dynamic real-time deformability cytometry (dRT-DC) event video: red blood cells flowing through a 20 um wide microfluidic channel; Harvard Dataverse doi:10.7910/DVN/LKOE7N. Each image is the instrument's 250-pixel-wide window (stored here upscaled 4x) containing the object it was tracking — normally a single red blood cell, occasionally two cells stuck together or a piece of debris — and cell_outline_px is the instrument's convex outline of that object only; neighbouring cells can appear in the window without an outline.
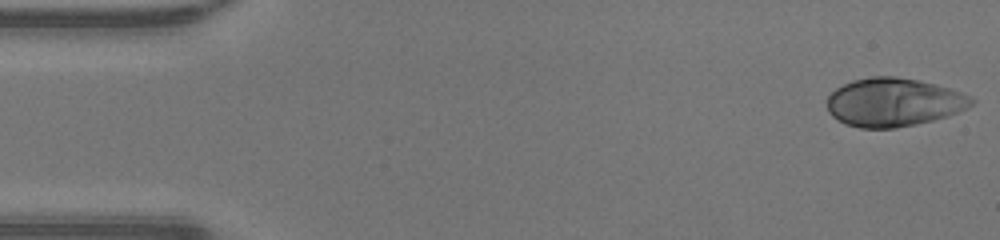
{"species": "human", "species_latin": "Homo sapiens", "temperature_condition": "warm", "stored_images_in_passage": 47, "camera_frame_rate_fps": 3000, "um_per_image_px": 0.085, "donor": {"sex": "male"}, "frame": {"image": 1, "passage_image": 1, "time_ms": 0.0, "image_size_px": [1000, 240], "cell_outline_px": [[976, 100], [968, 108], [948, 116], [916, 124], [896, 128], [860, 128], [844, 124], [832, 116], [828, 112], [828, 96], [836, 88], [852, 80], [872, 76], [896, 76], [916, 80], [948, 88], [972, 96]], "centroid_in_image_um": [75.95, 8.7], "position_along_channel_um": 9.0, "area_um2": 40.75}}
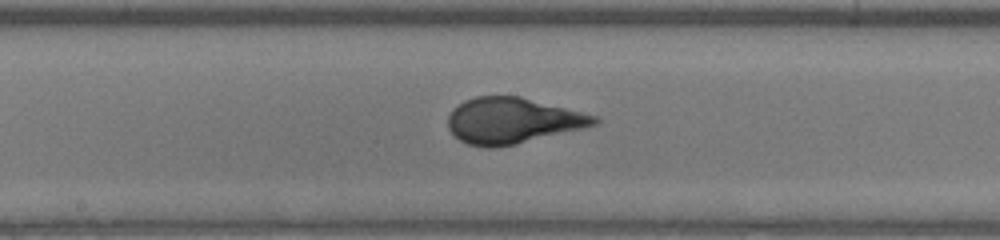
{"frame": {"image": 2, "passage_image": 24, "time_ms": 7.667, "image_size_px": [1000, 240], "cell_outline_px": [[600, 124], [584, 128], [516, 144], [492, 148], [488, 148], [468, 144], [460, 140], [448, 128], [448, 116], [452, 108], [464, 100], [476, 96], [520, 96], [600, 116]], "centroid_in_image_um": [43.59, 10.25], "position_along_channel_um": 204.6, "area_um2": 39.36}}
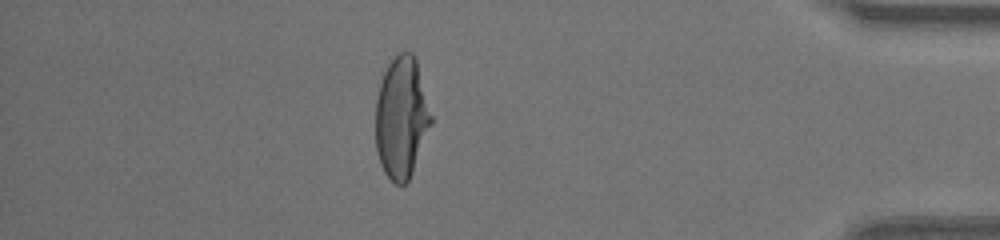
{"frame": {"image": 3, "passage_image": 41, "time_ms": 13.333, "image_size_px": [1000, 240], "cell_outline_px": [[432, 124], [412, 172], [408, 180], [404, 184], [396, 184], [384, 172], [380, 164], [376, 152], [376, 100], [380, 84], [384, 72], [388, 64], [396, 52], [412, 52], [416, 56], [432, 116]], "centroid_in_image_um": [34.13, 9.96], "position_along_channel_um": 401.1, "area_um2": 39.48}, "authors_computed_cell_mechanics": {"area_um2": 39.3618, "velocity_mm_per_s": 4.298, "shape_relaxation_time_tau1_ms": 4.7827, "shape_relaxation_time_tau2_ms": null, "deformation_change_tau1": 0.2834, "deformation_change_tau2": null}}